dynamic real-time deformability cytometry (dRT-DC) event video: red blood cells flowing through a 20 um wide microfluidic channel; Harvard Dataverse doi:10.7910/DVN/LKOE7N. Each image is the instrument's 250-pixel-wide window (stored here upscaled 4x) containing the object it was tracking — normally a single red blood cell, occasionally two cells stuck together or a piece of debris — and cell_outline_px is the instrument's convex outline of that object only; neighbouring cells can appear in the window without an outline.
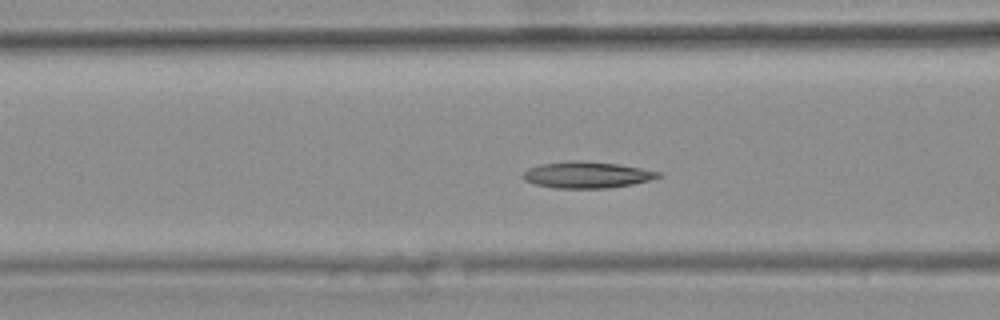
{"species": "common noctule bat (a hibernating species)", "species_latin": "Nyctalus noctula", "temperature_condition": "warm", "stored_images_in_passage": 45, "camera_frame_rate_fps": 3000, "um_per_image_px": 0.085, "animal": {"sex": "female", "body_mass_g": 25.1}, "frame": {"image": 1, "passage_image": 20, "time_ms": 6.333, "image_size_px": [1000, 320], "cell_outline_px": [[660, 176], [648, 180], [632, 184], [608, 188], [556, 188], [536, 184], [524, 180], [520, 176], [528, 168], [540, 164], [564, 160], [588, 160], [616, 164], [640, 168], [660, 172]], "centroid_in_image_um": [49.81, 14.84], "position_along_channel_um": 116.8, "area_um2": 20.87}, "authors_computed_cell_mechanics": {"area_um2": 20.23, "velocity_mm_per_s": 3.7029, "shape_relaxation_time_tau1_ms": 6.753, "shape_relaxation_time_tau2_ms": 5.76, "deformation_change_tau1": 0.1518, "deformation_change_tau2": 0.1043}}